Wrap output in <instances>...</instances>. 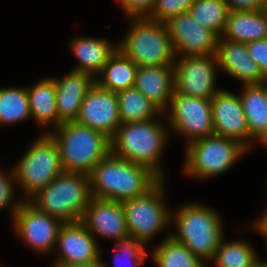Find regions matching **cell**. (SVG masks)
Here are the masks:
<instances>
[{"label":"cell","mask_w":267,"mask_h":267,"mask_svg":"<svg viewBox=\"0 0 267 267\" xmlns=\"http://www.w3.org/2000/svg\"><path fill=\"white\" fill-rule=\"evenodd\" d=\"M89 177L92 197L117 202L145 194L161 179L147 166L112 152L94 167Z\"/></svg>","instance_id":"obj_1"},{"label":"cell","mask_w":267,"mask_h":267,"mask_svg":"<svg viewBox=\"0 0 267 267\" xmlns=\"http://www.w3.org/2000/svg\"><path fill=\"white\" fill-rule=\"evenodd\" d=\"M57 143L65 172L90 175L94 167L111 152V139L76 121L64 122L55 134L47 132Z\"/></svg>","instance_id":"obj_2"},{"label":"cell","mask_w":267,"mask_h":267,"mask_svg":"<svg viewBox=\"0 0 267 267\" xmlns=\"http://www.w3.org/2000/svg\"><path fill=\"white\" fill-rule=\"evenodd\" d=\"M91 198L89 175L64 171L27 201L62 223H72L81 221Z\"/></svg>","instance_id":"obj_3"},{"label":"cell","mask_w":267,"mask_h":267,"mask_svg":"<svg viewBox=\"0 0 267 267\" xmlns=\"http://www.w3.org/2000/svg\"><path fill=\"white\" fill-rule=\"evenodd\" d=\"M157 120L121 124L111 139V152L124 160L147 166L164 178L159 162L168 133Z\"/></svg>","instance_id":"obj_4"},{"label":"cell","mask_w":267,"mask_h":267,"mask_svg":"<svg viewBox=\"0 0 267 267\" xmlns=\"http://www.w3.org/2000/svg\"><path fill=\"white\" fill-rule=\"evenodd\" d=\"M176 234H169L184 244L196 257L212 261L223 239L222 224L215 210L201 204H186L174 215Z\"/></svg>","instance_id":"obj_5"},{"label":"cell","mask_w":267,"mask_h":267,"mask_svg":"<svg viewBox=\"0 0 267 267\" xmlns=\"http://www.w3.org/2000/svg\"><path fill=\"white\" fill-rule=\"evenodd\" d=\"M132 28L118 49L137 66L174 65L176 55L165 23L148 17H130Z\"/></svg>","instance_id":"obj_6"},{"label":"cell","mask_w":267,"mask_h":267,"mask_svg":"<svg viewBox=\"0 0 267 267\" xmlns=\"http://www.w3.org/2000/svg\"><path fill=\"white\" fill-rule=\"evenodd\" d=\"M16 184L30 199L64 172L57 143L44 133L31 145L13 169Z\"/></svg>","instance_id":"obj_7"},{"label":"cell","mask_w":267,"mask_h":267,"mask_svg":"<svg viewBox=\"0 0 267 267\" xmlns=\"http://www.w3.org/2000/svg\"><path fill=\"white\" fill-rule=\"evenodd\" d=\"M185 172L194 177L218 176L248 149L239 141L212 135L187 144Z\"/></svg>","instance_id":"obj_8"},{"label":"cell","mask_w":267,"mask_h":267,"mask_svg":"<svg viewBox=\"0 0 267 267\" xmlns=\"http://www.w3.org/2000/svg\"><path fill=\"white\" fill-rule=\"evenodd\" d=\"M163 180L161 178L145 194L122 202L129 235L143 245L172 219V214L162 202Z\"/></svg>","instance_id":"obj_9"},{"label":"cell","mask_w":267,"mask_h":267,"mask_svg":"<svg viewBox=\"0 0 267 267\" xmlns=\"http://www.w3.org/2000/svg\"><path fill=\"white\" fill-rule=\"evenodd\" d=\"M175 60L174 93L211 99L220 91L215 87L216 55L181 56Z\"/></svg>","instance_id":"obj_10"},{"label":"cell","mask_w":267,"mask_h":267,"mask_svg":"<svg viewBox=\"0 0 267 267\" xmlns=\"http://www.w3.org/2000/svg\"><path fill=\"white\" fill-rule=\"evenodd\" d=\"M170 107L169 126L190 138L188 143L214 135L211 99L174 93Z\"/></svg>","instance_id":"obj_11"},{"label":"cell","mask_w":267,"mask_h":267,"mask_svg":"<svg viewBox=\"0 0 267 267\" xmlns=\"http://www.w3.org/2000/svg\"><path fill=\"white\" fill-rule=\"evenodd\" d=\"M15 231L27 244L41 253H48L57 242L59 219L37 210L27 199L12 204Z\"/></svg>","instance_id":"obj_12"},{"label":"cell","mask_w":267,"mask_h":267,"mask_svg":"<svg viewBox=\"0 0 267 267\" xmlns=\"http://www.w3.org/2000/svg\"><path fill=\"white\" fill-rule=\"evenodd\" d=\"M175 55L210 56L216 55L219 37L204 28L189 12L180 13L165 22Z\"/></svg>","instance_id":"obj_13"},{"label":"cell","mask_w":267,"mask_h":267,"mask_svg":"<svg viewBox=\"0 0 267 267\" xmlns=\"http://www.w3.org/2000/svg\"><path fill=\"white\" fill-rule=\"evenodd\" d=\"M76 122L112 139L122 124L117 93L101 88L95 82L82 101Z\"/></svg>","instance_id":"obj_14"},{"label":"cell","mask_w":267,"mask_h":267,"mask_svg":"<svg viewBox=\"0 0 267 267\" xmlns=\"http://www.w3.org/2000/svg\"><path fill=\"white\" fill-rule=\"evenodd\" d=\"M211 108L214 135L235 139L248 149L250 131L240 96L222 89L211 98Z\"/></svg>","instance_id":"obj_15"},{"label":"cell","mask_w":267,"mask_h":267,"mask_svg":"<svg viewBox=\"0 0 267 267\" xmlns=\"http://www.w3.org/2000/svg\"><path fill=\"white\" fill-rule=\"evenodd\" d=\"M81 222L88 231L117 241L129 237L122 202L92 197Z\"/></svg>","instance_id":"obj_16"},{"label":"cell","mask_w":267,"mask_h":267,"mask_svg":"<svg viewBox=\"0 0 267 267\" xmlns=\"http://www.w3.org/2000/svg\"><path fill=\"white\" fill-rule=\"evenodd\" d=\"M94 236L81 221L63 223L59 229L56 245L61 256L55 264L89 263L99 259L100 250Z\"/></svg>","instance_id":"obj_17"},{"label":"cell","mask_w":267,"mask_h":267,"mask_svg":"<svg viewBox=\"0 0 267 267\" xmlns=\"http://www.w3.org/2000/svg\"><path fill=\"white\" fill-rule=\"evenodd\" d=\"M216 57L218 66L244 85H261L267 82L258 64L248 54L246 43L226 40L221 36L218 39Z\"/></svg>","instance_id":"obj_18"},{"label":"cell","mask_w":267,"mask_h":267,"mask_svg":"<svg viewBox=\"0 0 267 267\" xmlns=\"http://www.w3.org/2000/svg\"><path fill=\"white\" fill-rule=\"evenodd\" d=\"M134 87L163 113L174 94V66H138Z\"/></svg>","instance_id":"obj_19"},{"label":"cell","mask_w":267,"mask_h":267,"mask_svg":"<svg viewBox=\"0 0 267 267\" xmlns=\"http://www.w3.org/2000/svg\"><path fill=\"white\" fill-rule=\"evenodd\" d=\"M54 80L58 119L62 123L76 121L82 101L95 83V78L87 73L72 70L63 79Z\"/></svg>","instance_id":"obj_20"},{"label":"cell","mask_w":267,"mask_h":267,"mask_svg":"<svg viewBox=\"0 0 267 267\" xmlns=\"http://www.w3.org/2000/svg\"><path fill=\"white\" fill-rule=\"evenodd\" d=\"M224 39L249 43L267 38V16L261 10H230ZM226 37V38H225Z\"/></svg>","instance_id":"obj_21"},{"label":"cell","mask_w":267,"mask_h":267,"mask_svg":"<svg viewBox=\"0 0 267 267\" xmlns=\"http://www.w3.org/2000/svg\"><path fill=\"white\" fill-rule=\"evenodd\" d=\"M239 94L243 111L254 138L267 147V82L261 85H244Z\"/></svg>","instance_id":"obj_22"},{"label":"cell","mask_w":267,"mask_h":267,"mask_svg":"<svg viewBox=\"0 0 267 267\" xmlns=\"http://www.w3.org/2000/svg\"><path fill=\"white\" fill-rule=\"evenodd\" d=\"M106 39L78 37L71 41V49L80 61L73 70L91 75H98L103 70L110 56L117 50Z\"/></svg>","instance_id":"obj_23"},{"label":"cell","mask_w":267,"mask_h":267,"mask_svg":"<svg viewBox=\"0 0 267 267\" xmlns=\"http://www.w3.org/2000/svg\"><path fill=\"white\" fill-rule=\"evenodd\" d=\"M31 116L41 126L54 124L57 128L62 122L58 119L56 105V84L54 78L39 80L31 88H27Z\"/></svg>","instance_id":"obj_24"},{"label":"cell","mask_w":267,"mask_h":267,"mask_svg":"<svg viewBox=\"0 0 267 267\" xmlns=\"http://www.w3.org/2000/svg\"><path fill=\"white\" fill-rule=\"evenodd\" d=\"M138 66L118 48L110 56L101 74L95 82L104 89L119 92L134 87Z\"/></svg>","instance_id":"obj_25"},{"label":"cell","mask_w":267,"mask_h":267,"mask_svg":"<svg viewBox=\"0 0 267 267\" xmlns=\"http://www.w3.org/2000/svg\"><path fill=\"white\" fill-rule=\"evenodd\" d=\"M121 123H135L156 118L161 110L137 88L117 92Z\"/></svg>","instance_id":"obj_26"},{"label":"cell","mask_w":267,"mask_h":267,"mask_svg":"<svg viewBox=\"0 0 267 267\" xmlns=\"http://www.w3.org/2000/svg\"><path fill=\"white\" fill-rule=\"evenodd\" d=\"M158 267H207L184 244L167 236L152 254Z\"/></svg>","instance_id":"obj_27"},{"label":"cell","mask_w":267,"mask_h":267,"mask_svg":"<svg viewBox=\"0 0 267 267\" xmlns=\"http://www.w3.org/2000/svg\"><path fill=\"white\" fill-rule=\"evenodd\" d=\"M188 12L200 25L220 38L225 30L230 9L224 0H195Z\"/></svg>","instance_id":"obj_28"},{"label":"cell","mask_w":267,"mask_h":267,"mask_svg":"<svg viewBox=\"0 0 267 267\" xmlns=\"http://www.w3.org/2000/svg\"><path fill=\"white\" fill-rule=\"evenodd\" d=\"M31 117L27 88H0V124L20 122Z\"/></svg>","instance_id":"obj_29"},{"label":"cell","mask_w":267,"mask_h":267,"mask_svg":"<svg viewBox=\"0 0 267 267\" xmlns=\"http://www.w3.org/2000/svg\"><path fill=\"white\" fill-rule=\"evenodd\" d=\"M222 239L212 259L217 267H250L258 256L246 242H223Z\"/></svg>","instance_id":"obj_30"},{"label":"cell","mask_w":267,"mask_h":267,"mask_svg":"<svg viewBox=\"0 0 267 267\" xmlns=\"http://www.w3.org/2000/svg\"><path fill=\"white\" fill-rule=\"evenodd\" d=\"M117 245L115 249V254H114V266L116 267H129L126 266L125 263H129L130 265L132 264L133 266L131 267H138L140 266L144 260L145 257L147 256L146 249L144 248V245L136 240L134 237H126L123 239H120L116 243ZM118 247V248H117ZM121 257H126V261L120 260ZM128 260V261H127ZM120 263V265L118 264ZM128 264V265H129ZM124 265V266H123ZM105 267H109L105 264Z\"/></svg>","instance_id":"obj_31"},{"label":"cell","mask_w":267,"mask_h":267,"mask_svg":"<svg viewBox=\"0 0 267 267\" xmlns=\"http://www.w3.org/2000/svg\"><path fill=\"white\" fill-rule=\"evenodd\" d=\"M195 0H156L148 18L162 23L180 13L188 12Z\"/></svg>","instance_id":"obj_32"},{"label":"cell","mask_w":267,"mask_h":267,"mask_svg":"<svg viewBox=\"0 0 267 267\" xmlns=\"http://www.w3.org/2000/svg\"><path fill=\"white\" fill-rule=\"evenodd\" d=\"M125 14L130 17H148L156 0H119Z\"/></svg>","instance_id":"obj_33"},{"label":"cell","mask_w":267,"mask_h":267,"mask_svg":"<svg viewBox=\"0 0 267 267\" xmlns=\"http://www.w3.org/2000/svg\"><path fill=\"white\" fill-rule=\"evenodd\" d=\"M248 54L258 64L263 77L267 80V38L246 44Z\"/></svg>","instance_id":"obj_34"},{"label":"cell","mask_w":267,"mask_h":267,"mask_svg":"<svg viewBox=\"0 0 267 267\" xmlns=\"http://www.w3.org/2000/svg\"><path fill=\"white\" fill-rule=\"evenodd\" d=\"M11 171L10 176H8L0 170V209L9 206L8 204H11L13 199V182H16V179L14 170Z\"/></svg>","instance_id":"obj_35"},{"label":"cell","mask_w":267,"mask_h":267,"mask_svg":"<svg viewBox=\"0 0 267 267\" xmlns=\"http://www.w3.org/2000/svg\"><path fill=\"white\" fill-rule=\"evenodd\" d=\"M230 10H261L264 0H224Z\"/></svg>","instance_id":"obj_36"},{"label":"cell","mask_w":267,"mask_h":267,"mask_svg":"<svg viewBox=\"0 0 267 267\" xmlns=\"http://www.w3.org/2000/svg\"><path fill=\"white\" fill-rule=\"evenodd\" d=\"M53 267H105V263H102L100 258L89 263H77V264H53Z\"/></svg>","instance_id":"obj_37"},{"label":"cell","mask_w":267,"mask_h":267,"mask_svg":"<svg viewBox=\"0 0 267 267\" xmlns=\"http://www.w3.org/2000/svg\"><path fill=\"white\" fill-rule=\"evenodd\" d=\"M253 228H256L258 232L263 235H267V212L261 218H259L255 223L253 222Z\"/></svg>","instance_id":"obj_38"},{"label":"cell","mask_w":267,"mask_h":267,"mask_svg":"<svg viewBox=\"0 0 267 267\" xmlns=\"http://www.w3.org/2000/svg\"><path fill=\"white\" fill-rule=\"evenodd\" d=\"M250 267H267V264L258 258Z\"/></svg>","instance_id":"obj_39"},{"label":"cell","mask_w":267,"mask_h":267,"mask_svg":"<svg viewBox=\"0 0 267 267\" xmlns=\"http://www.w3.org/2000/svg\"><path fill=\"white\" fill-rule=\"evenodd\" d=\"M263 11L265 15L267 16V0H264Z\"/></svg>","instance_id":"obj_40"},{"label":"cell","mask_w":267,"mask_h":267,"mask_svg":"<svg viewBox=\"0 0 267 267\" xmlns=\"http://www.w3.org/2000/svg\"><path fill=\"white\" fill-rule=\"evenodd\" d=\"M263 236H265V239H266V241H267V235H263ZM267 243V242H266ZM267 249V248H266ZM266 264H267V262H265Z\"/></svg>","instance_id":"obj_41"}]
</instances>
